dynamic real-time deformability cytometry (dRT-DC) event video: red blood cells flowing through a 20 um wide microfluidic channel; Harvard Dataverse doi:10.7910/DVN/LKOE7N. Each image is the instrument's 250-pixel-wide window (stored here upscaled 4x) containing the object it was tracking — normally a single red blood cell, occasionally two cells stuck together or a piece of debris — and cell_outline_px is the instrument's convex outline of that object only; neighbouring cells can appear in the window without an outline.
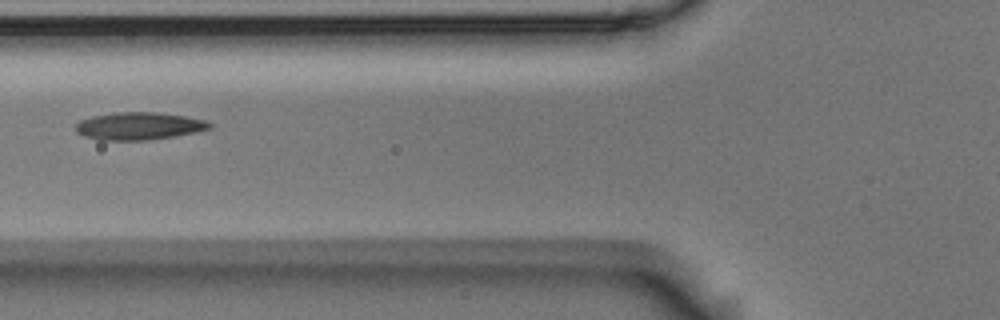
{"species": "Egyptian fruit bat (a non-hibernating species)", "species_latin": "Rousettus aegyptiacus", "temperature_condition": "room temperature", "stored_images_in_passage": 4, "camera_frame_rate_fps": 3000, "um_per_image_px": 0.085, "animal": {"sex": "male"}, "frame": {"image": 1, "passage_image": 4, "time_ms": 1.0, "image_size_px": [1000, 320], "cell_outline_px": [[212, 128], [196, 132], [172, 136], [144, 140], [100, 140], [84, 136], [76, 132], [76, 124], [80, 120], [92, 116], [116, 112], [156, 112], [184, 116], [204, 120], [212, 124]], "centroid_in_image_um": [11.78, 10.71], "position_along_channel_um": 114.0, "area_um2": 21.33}}